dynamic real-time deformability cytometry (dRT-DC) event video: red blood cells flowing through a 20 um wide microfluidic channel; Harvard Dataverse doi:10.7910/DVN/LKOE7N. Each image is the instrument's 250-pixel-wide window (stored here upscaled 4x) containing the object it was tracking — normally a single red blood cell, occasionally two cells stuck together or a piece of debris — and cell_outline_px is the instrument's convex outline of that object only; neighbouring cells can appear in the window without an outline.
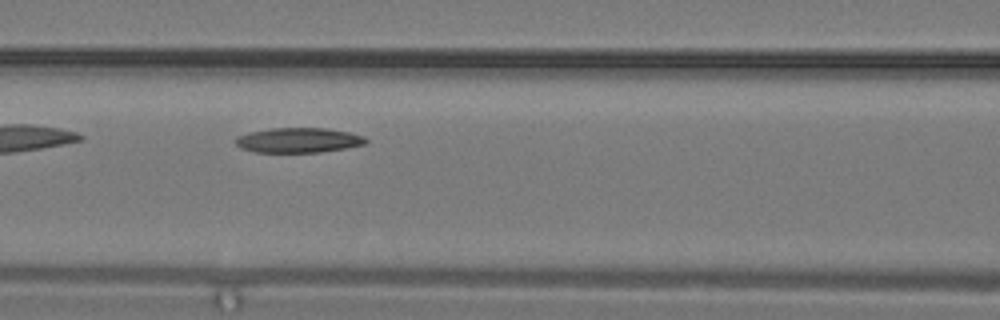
{"species": "common noctule bat (a hibernating species)", "species_latin": "Nyctalus noctula", "temperature_condition": "warm", "stored_images_in_passage": 15, "camera_frame_rate_fps": 3000, "um_per_image_px": 0.085, "animal": {"sex": "male", "body_mass_g": 19.2, "forearm_length_mm": 51.8}, "frame": {"image": 1, "passage_image": 7, "time_ms": 2.0, "image_size_px": [1000, 320], "cell_outline_px": [[368, 140], [364, 144], [344, 148], [320, 152], [252, 152], [240, 148], [232, 140], [236, 136], [248, 132], [272, 128], [324, 128], [348, 132], [364, 136]], "centroid_in_image_um": [25.29, 11.92], "position_along_channel_um": 141.3, "area_um2": 18.96}}
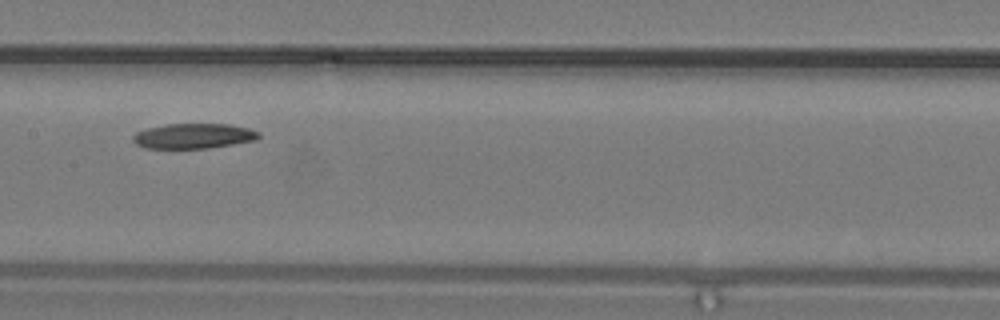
{"frame": {"image": 2, "passage_image": 9, "time_ms": 2.667, "image_size_px": [1000, 320], "cell_outline_px": [[260, 136], [256, 140], [208, 148], [144, 148], [136, 144], [132, 140], [132, 136], [136, 132], [148, 128], [164, 124], [228, 124], [248, 128], [260, 132]], "centroid_in_image_um": [16.43, 11.56], "position_along_channel_um": 191.0, "area_um2": 18.38}}
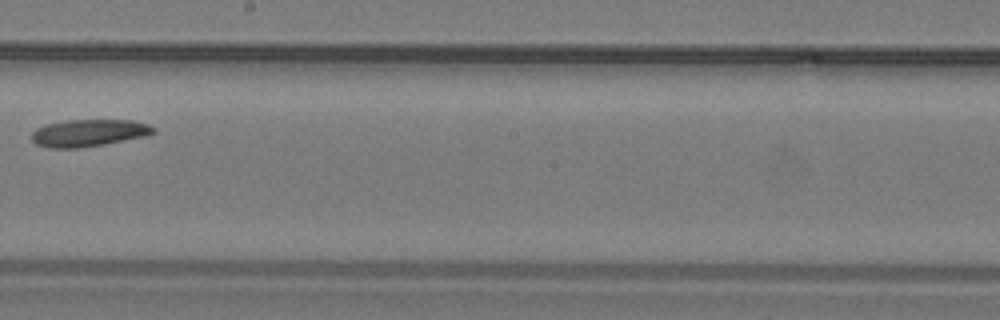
{"frame": {"image": 3, "passage_image": 11, "time_ms": 3.333, "image_size_px": [1000, 320], "cell_outline_px": [[156, 132], [144, 136], [104, 144], [80, 148], [48, 148], [36, 144], [32, 140], [32, 132], [36, 128], [48, 124], [68, 120], [132, 120], [148, 124], [156, 128]], "centroid_in_image_um": [7.54, 11.3], "position_along_channel_um": 240.7, "area_um2": 19.19}}